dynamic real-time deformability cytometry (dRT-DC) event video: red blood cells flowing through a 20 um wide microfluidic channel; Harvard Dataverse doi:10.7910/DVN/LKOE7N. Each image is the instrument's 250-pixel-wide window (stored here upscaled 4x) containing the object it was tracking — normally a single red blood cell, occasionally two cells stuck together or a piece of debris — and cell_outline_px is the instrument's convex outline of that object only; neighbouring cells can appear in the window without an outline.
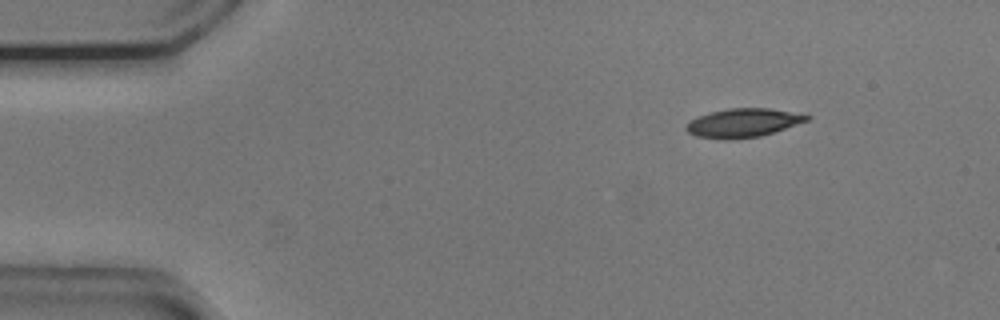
{"species": "common noctule bat (a hibernating species)", "species_latin": "Nyctalus noctula", "temperature_condition": "cold", "stored_images_in_passage": 21, "camera_frame_rate_fps": 3000, "um_per_image_px": 0.085, "animal": {"sex": "male", "body_mass_g": 20.5, "forearm_length_mm": 52.5}, "frame": {"image": 1, "passage_image": 1, "time_ms": 0.0, "image_size_px": [1000, 320], "cell_outline_px": [[812, 116], [808, 120], [760, 136], [728, 140], [724, 140], [696, 136], [688, 132], [684, 128], [696, 116], [708, 112], [728, 108], [768, 108]], "centroid_in_image_um": [63.09, 10.44], "position_along_channel_um": 21.9, "area_um2": 20.0}}
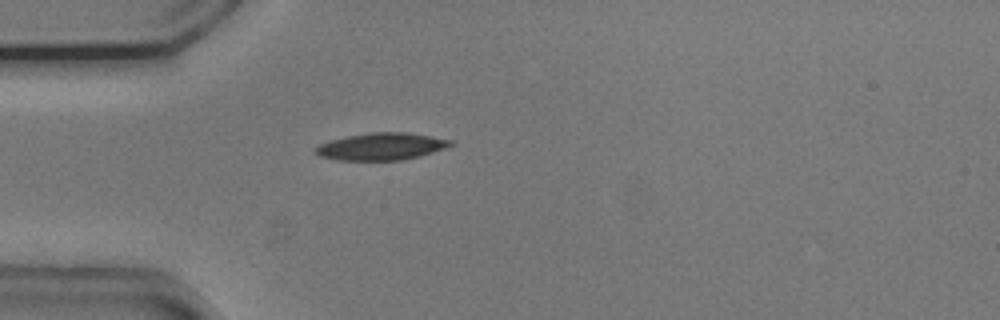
{"frame": {"image": 2, "passage_image": 9, "time_ms": 2.667, "image_size_px": [1000, 320], "cell_outline_px": [[456, 144], [432, 152], [404, 160], [336, 160], [320, 156], [316, 152], [316, 148], [320, 144], [332, 140], [348, 136], [372, 132], [408, 132], [452, 140]], "centroid_in_image_um": [32.45, 12.45], "position_along_channel_um": 52.5, "area_um2": 21.15}}